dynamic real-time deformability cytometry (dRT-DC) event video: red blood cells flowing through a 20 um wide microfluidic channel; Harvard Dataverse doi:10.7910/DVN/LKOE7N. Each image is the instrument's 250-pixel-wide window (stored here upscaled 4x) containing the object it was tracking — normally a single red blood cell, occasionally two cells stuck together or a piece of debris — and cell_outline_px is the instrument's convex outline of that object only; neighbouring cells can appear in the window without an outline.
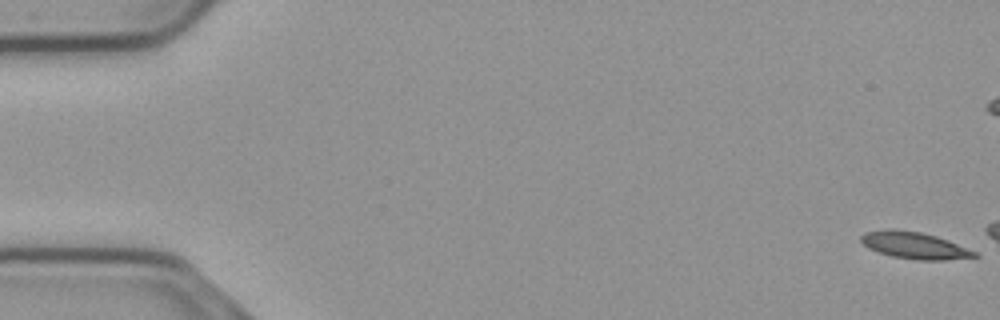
{"species": "common noctule bat (a hibernating species)", "species_latin": "Nyctalus noctula", "temperature_condition": "cold", "stored_images_in_passage": 8, "camera_frame_rate_fps": 3000, "um_per_image_px": 0.085, "animal": {"sex": "male", "body_mass_g": 23.1, "forearm_length_mm": 52.7}, "frame": {"image": 1, "passage_image": 1, "time_ms": 0.0, "image_size_px": [1000, 320], "cell_outline_px": [[980, 256], [944, 260], [916, 260], [892, 256], [868, 248], [860, 240], [860, 236], [864, 232], [888, 228], [892, 228], [920, 232], [936, 236], [976, 252]], "centroid_in_image_um": [77.67, 20.85], "position_along_channel_um": 7.3, "area_um2": 17.57}}